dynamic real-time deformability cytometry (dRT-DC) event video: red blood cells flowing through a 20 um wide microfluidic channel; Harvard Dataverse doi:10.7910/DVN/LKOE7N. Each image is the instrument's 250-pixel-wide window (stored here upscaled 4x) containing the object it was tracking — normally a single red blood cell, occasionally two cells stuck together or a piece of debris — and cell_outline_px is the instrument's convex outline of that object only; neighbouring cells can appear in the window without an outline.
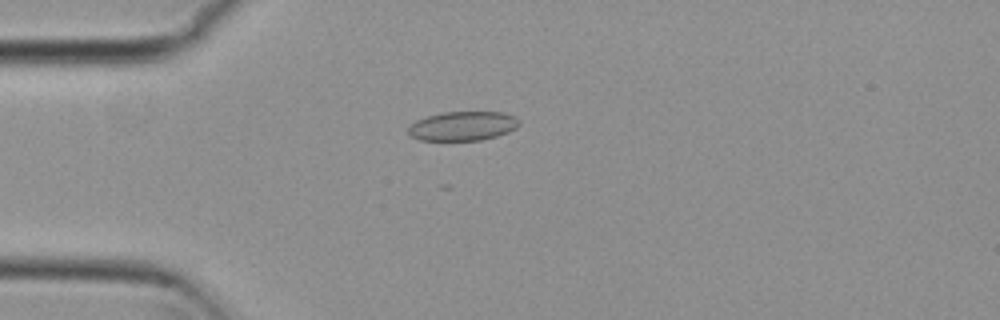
{"species": "common noctule bat (a hibernating species)", "species_latin": "Nyctalus noctula", "temperature_condition": "cold", "stored_images_in_passage": 49, "camera_frame_rate_fps": 3000, "um_per_image_px": 0.085, "animal": {"sex": "female", "body_mass_g": 29.2, "forearm_length_mm": 56.3}, "frame": {"image": 1, "passage_image": 7, "time_ms": 2.0, "image_size_px": [1000, 320], "cell_outline_px": [[520, 124], [516, 128], [508, 132], [496, 136], [480, 140], [420, 140], [412, 136], [408, 132], [408, 128], [416, 120], [428, 116], [444, 112], [504, 112], [512, 116]], "centroid_in_image_um": [39.33, 10.71], "position_along_channel_um": 45.7, "area_um2": 18.61}}
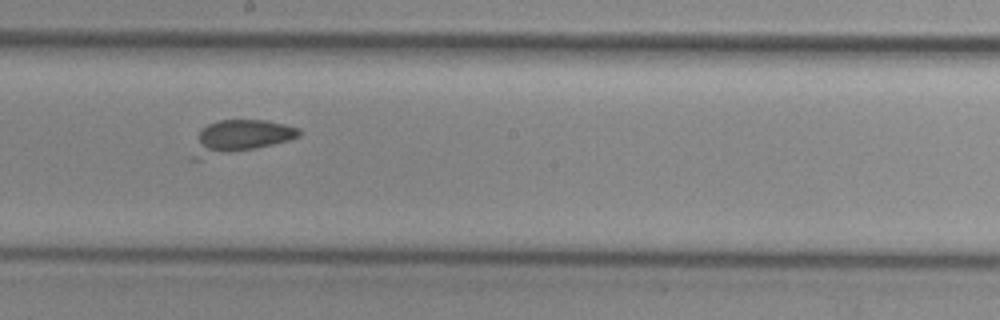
{"frame": {"image": 2, "passage_image": 23, "time_ms": 7.333, "image_size_px": [1000, 320], "cell_outline_px": [[300, 136], [288, 140], [256, 148], [200, 160], [188, 160], [188, 156], [200, 128], [208, 124], [220, 120], [264, 120], [284, 124], [300, 128]], "centroid_in_image_um": [20.28, 11.66], "position_along_channel_um": 227.9, "area_um2": 20.92}}
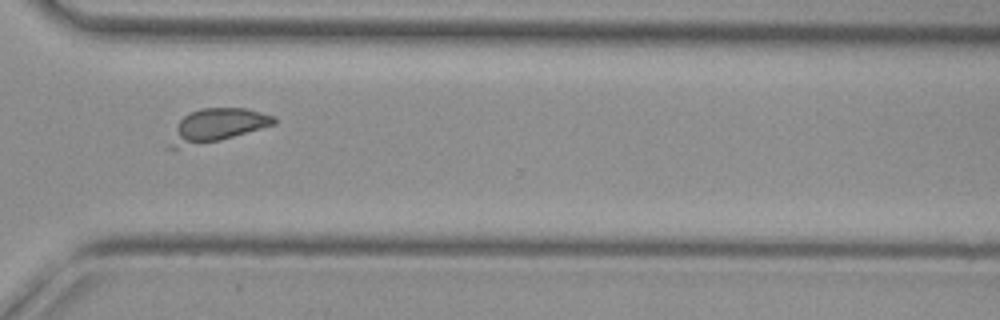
{"frame": {"image": 3, "passage_image": 33, "time_ms": 10.667, "image_size_px": [1000, 320], "cell_outline_px": [[276, 124], [220, 140], [176, 148], [164, 148], [176, 124], [184, 116], [200, 108], [244, 108], [276, 116]], "centroid_in_image_um": [18.41, 10.67], "position_along_channel_um": 352.2, "area_um2": 20.11}}